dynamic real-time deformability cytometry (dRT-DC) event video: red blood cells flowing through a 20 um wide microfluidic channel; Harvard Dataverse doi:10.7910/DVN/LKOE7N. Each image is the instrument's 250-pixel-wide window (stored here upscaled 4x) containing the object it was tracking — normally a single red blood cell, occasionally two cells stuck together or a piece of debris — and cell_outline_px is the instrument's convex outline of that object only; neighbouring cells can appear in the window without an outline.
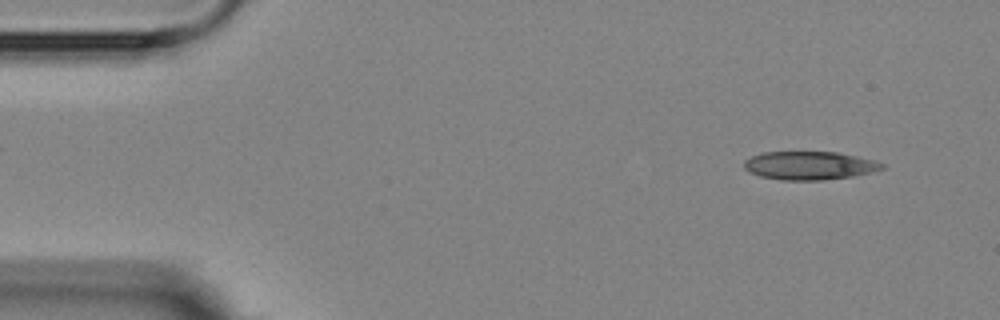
{"species": "Egyptian fruit bat (a non-hibernating species)", "species_latin": "Rousettus aegyptiacus", "temperature_condition": "room temperature", "stored_images_in_passage": 5, "camera_frame_rate_fps": 3000, "um_per_image_px": 0.085, "animal": {"sex": "female"}, "frame": {"image": 1, "passage_image": 1, "time_ms": 0.0, "image_size_px": [1000, 320], "cell_outline_px": [[884, 168], [872, 172], [852, 176], [824, 180], [780, 180], [760, 176], [748, 172], [744, 168], [744, 160], [752, 156], [764, 152], [836, 152], [856, 156], [872, 160], [884, 164]], "centroid_in_image_um": [68.77, 14.08], "position_along_channel_um": 16.2, "area_um2": 22.72}}
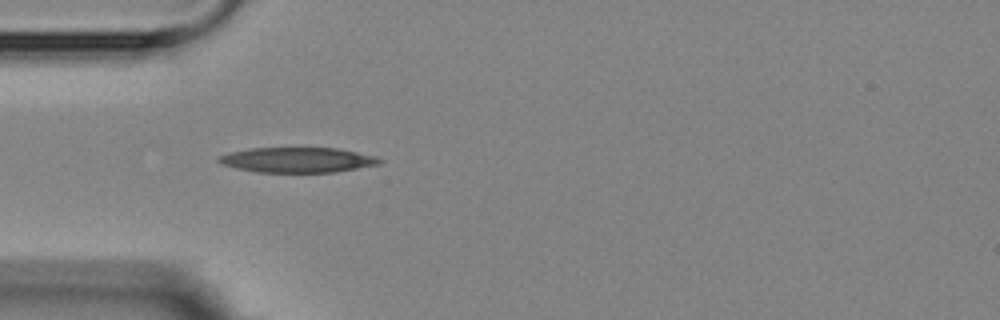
{"frame": {"image": 2, "passage_image": 4, "time_ms": 3.667, "image_size_px": [1000, 320], "cell_outline_px": [[384, 160], [380, 164], [336, 172], [256, 172], [236, 168], [220, 164], [216, 160], [220, 156], [228, 152], [252, 148], [336, 148], [376, 156]], "centroid_in_image_um": [25.28, 13.59], "position_along_channel_um": 59.7, "area_um2": 23.58}}
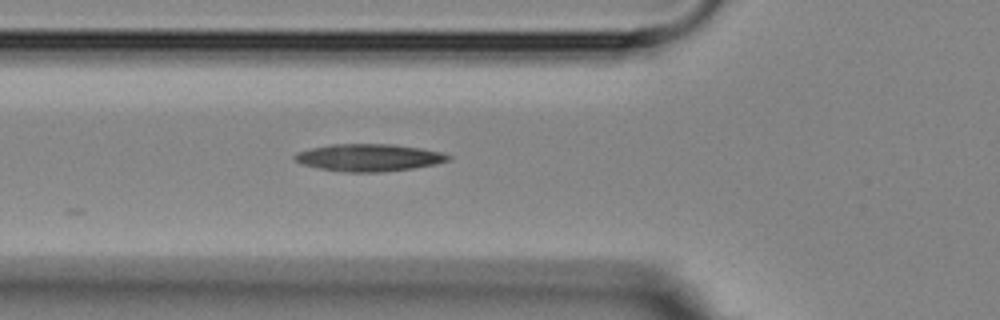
{"frame": {"image": 3, "passage_image": 5, "time_ms": 4.667, "image_size_px": [1000, 320], "cell_outline_px": [[452, 156], [448, 160], [432, 164], [412, 168], [380, 172], [348, 172], [320, 168], [304, 164], [296, 160], [292, 156], [296, 152], [312, 148], [332, 144], [392, 144], [420, 148], [440, 152]], "centroid_in_image_um": [31.33, 13.38], "position_along_channel_um": 94.5, "area_um2": 23.99}}